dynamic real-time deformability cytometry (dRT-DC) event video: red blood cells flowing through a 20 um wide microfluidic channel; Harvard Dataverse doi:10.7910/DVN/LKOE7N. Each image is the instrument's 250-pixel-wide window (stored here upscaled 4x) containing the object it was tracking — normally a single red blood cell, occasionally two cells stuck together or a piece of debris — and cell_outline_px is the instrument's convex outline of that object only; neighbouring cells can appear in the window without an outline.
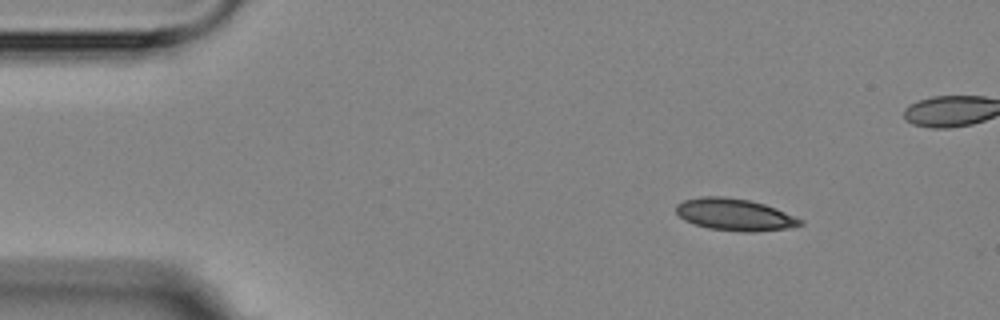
{"species": "Egyptian fruit bat (a non-hibernating species)", "species_latin": "Rousettus aegyptiacus", "temperature_condition": "room temperature", "stored_images_in_passage": 4, "camera_frame_rate_fps": 3000, "um_per_image_px": 0.085, "animal": {"sex": "female"}, "frame": {"image": 1, "passage_image": 1, "time_ms": 0.0, "image_size_px": [1000, 320], "cell_outline_px": [[804, 224], [784, 228], [752, 232], [744, 232], [708, 228], [692, 224], [684, 220], [676, 212], [676, 204], [684, 200], [704, 196], [724, 196], [748, 200], [764, 204], [776, 208], [804, 220]], "centroid_in_image_um": [62.42, 18.24], "position_along_channel_um": 22.6, "area_um2": 23.06}}